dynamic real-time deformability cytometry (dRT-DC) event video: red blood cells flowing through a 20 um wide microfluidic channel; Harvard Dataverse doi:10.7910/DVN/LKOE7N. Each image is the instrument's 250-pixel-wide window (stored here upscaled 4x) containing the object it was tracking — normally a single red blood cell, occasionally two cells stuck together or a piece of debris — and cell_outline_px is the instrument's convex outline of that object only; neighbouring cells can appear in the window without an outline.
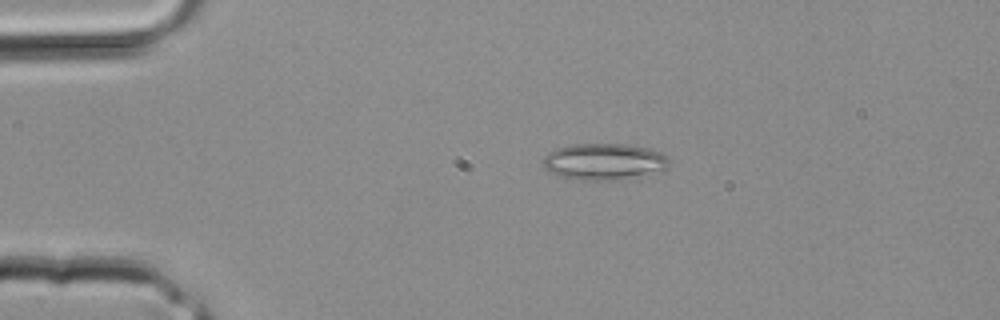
{"species": "common noctule bat (a hibernating species)", "species_latin": "Nyctalus noctula", "temperature_condition": "room temperature", "stored_images_in_passage": 2, "camera_frame_rate_fps": 3000, "um_per_image_px": 0.085, "animal": {"sex": "male", "body_mass_g": 20.4}, "frame": {"image": 1, "passage_image": 1, "time_ms": 0.0, "image_size_px": [1000, 320], "cell_outline_px": [[668, 168], [664, 172], [620, 180], [568, 180], [544, 168], [544, 156], [548, 152], [560, 148], [576, 144], [628, 144], [648, 148], [660, 152], [668, 156]], "centroid_in_image_um": [51.41, 13.76], "position_along_channel_um": 33.6, "area_um2": 27.22}}